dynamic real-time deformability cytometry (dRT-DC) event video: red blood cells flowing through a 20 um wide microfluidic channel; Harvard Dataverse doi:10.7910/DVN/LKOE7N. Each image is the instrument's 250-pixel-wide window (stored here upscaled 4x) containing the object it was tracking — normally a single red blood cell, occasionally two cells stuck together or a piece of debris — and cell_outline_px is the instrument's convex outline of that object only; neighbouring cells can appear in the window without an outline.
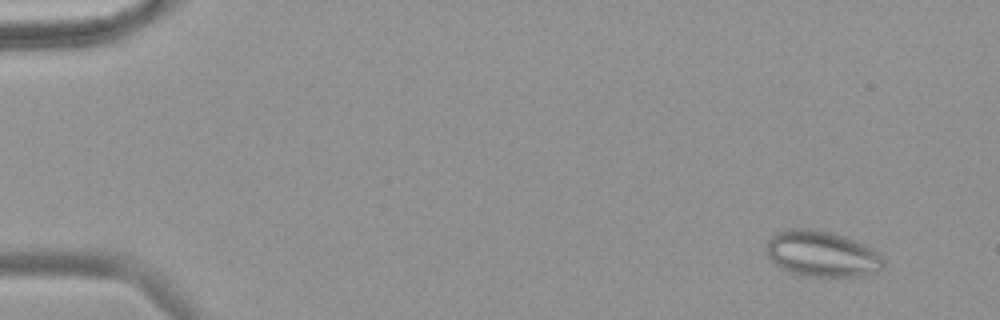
{"species": "common noctule bat (a hibernating species)", "species_latin": "Nyctalus noctula", "temperature_condition": "warm", "stored_images_in_passage": 54, "camera_frame_rate_fps": 3000, "um_per_image_px": 0.085, "animal": {"sex": "female", "body_mass_g": 18.4}, "frame": {"image": 1, "passage_image": 2, "time_ms": 0.333, "image_size_px": [1000, 320], "cell_outline_px": [[884, 268], [868, 276], [808, 276], [792, 272], [780, 268], [768, 256], [768, 240], [776, 232], [784, 228], [816, 228], [832, 232], [856, 240], [880, 252], [884, 260]], "centroid_in_image_um": [69.91, 21.56], "position_along_channel_um": 15.1, "area_um2": 31.67}}
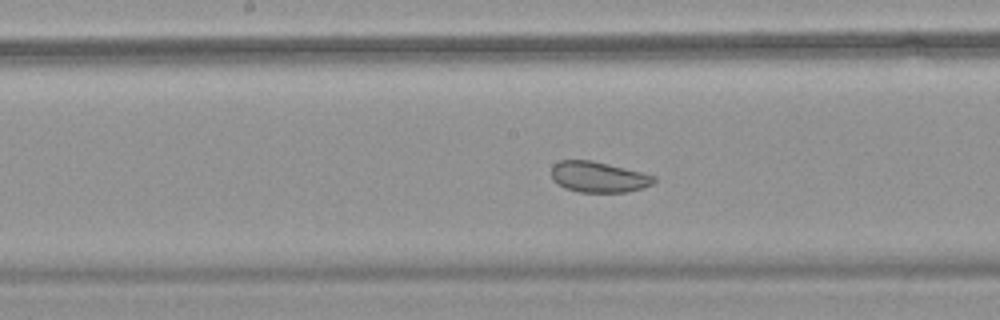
{"frame": {"image": 2, "passage_image": 28, "time_ms": 9.0, "image_size_px": [1000, 320], "cell_outline_px": [[656, 180], [652, 184], [644, 188], [628, 192], [580, 192], [564, 188], [556, 184], [552, 180], [552, 164], [560, 160], [592, 160], [656, 176]], "centroid_in_image_um": [50.84, 15.05], "position_along_channel_um": 197.4, "area_um2": 18.5}}
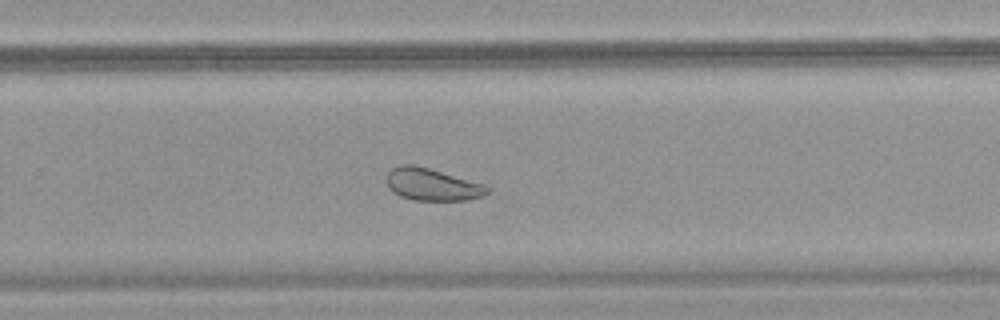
{"frame": {"image": 3, "passage_image": 36, "time_ms": 11.667, "image_size_px": [1000, 320], "cell_outline_px": [[488, 192], [484, 196], [468, 200], [412, 200], [400, 196], [388, 188], [388, 172], [392, 168], [400, 164], [412, 164], [428, 168], [484, 184], [488, 188]], "centroid_in_image_um": [36.72, 15.69], "position_along_channel_um": 293.1, "area_um2": 18.73}, "authors_computed_cell_mechanics": {"area_um2": 24.6228, "velocity_mm_per_s": 3.6003, "shape_relaxation_time_tau1_ms": null, "shape_relaxation_time_tau2_ms": 1.7988, "deformation_change_tau1": null, "deformation_change_tau2": 0.0676}}